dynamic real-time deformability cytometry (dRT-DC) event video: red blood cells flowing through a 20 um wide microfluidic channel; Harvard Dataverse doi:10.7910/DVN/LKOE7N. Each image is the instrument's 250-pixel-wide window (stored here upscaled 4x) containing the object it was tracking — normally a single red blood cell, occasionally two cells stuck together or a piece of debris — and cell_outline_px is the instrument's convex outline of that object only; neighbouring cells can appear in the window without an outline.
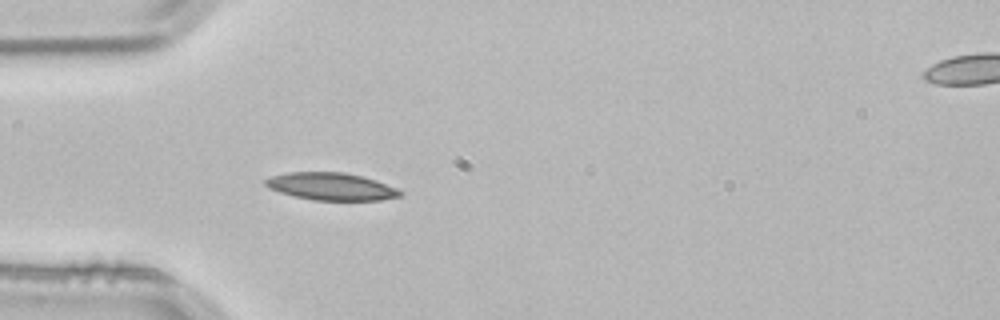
{"species": "common noctule bat (a hibernating species)", "species_latin": "Nyctalus noctula", "temperature_condition": "room temperature", "stored_images_in_passage": 3, "camera_frame_rate_fps": 3000, "um_per_image_px": 0.085, "animal": {"sex": "male", "body_mass_g": 21.5, "forearm_length_mm": 52.0}, "frame": {"image": 1, "passage_image": 3, "time_ms": 0.667, "image_size_px": [1000, 320], "cell_outline_px": [[404, 196], [380, 200], [312, 200], [280, 192], [268, 188], [264, 184], [264, 180], [272, 176], [288, 172], [344, 172], [376, 180], [396, 188], [404, 192]], "centroid_in_image_um": [28.17, 15.85], "position_along_channel_um": 56.8, "area_um2": 21.5}}